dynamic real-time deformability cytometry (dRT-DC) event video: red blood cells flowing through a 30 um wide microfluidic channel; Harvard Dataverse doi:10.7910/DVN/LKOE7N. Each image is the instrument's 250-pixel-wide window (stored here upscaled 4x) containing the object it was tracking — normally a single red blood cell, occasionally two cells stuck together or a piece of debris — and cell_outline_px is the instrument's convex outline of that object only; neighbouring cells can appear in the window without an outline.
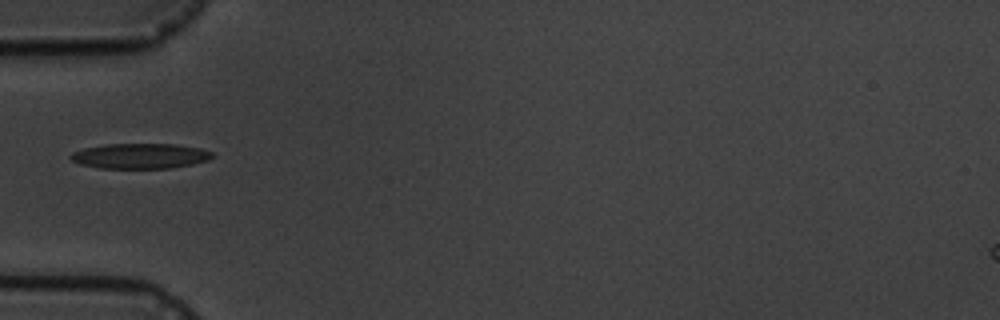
{"species": "common noctule bat (a hibernating species)", "species_latin": "Nyctalus noctula", "temperature_condition": "cold", "stored_images_in_passage": 7, "camera_frame_rate_fps": 3000, "um_per_image_px": 0.085, "animal": {"sex": "male", "body_mass_g": 19.5, "forearm_length_mm": 54.6}, "frame": {"image": 1, "passage_image": 4, "time_ms": 3.667, "image_size_px": [1000, 320], "cell_outline_px": [[212, 156], [208, 160], [192, 164], [168, 168], [96, 168], [80, 164], [72, 160], [68, 156], [72, 152], [84, 148], [104, 144], [176, 144], [200, 148], [212, 152]], "centroid_in_image_um": [11.87, 13.25], "position_along_channel_um": 73.1, "area_um2": 20.81}}
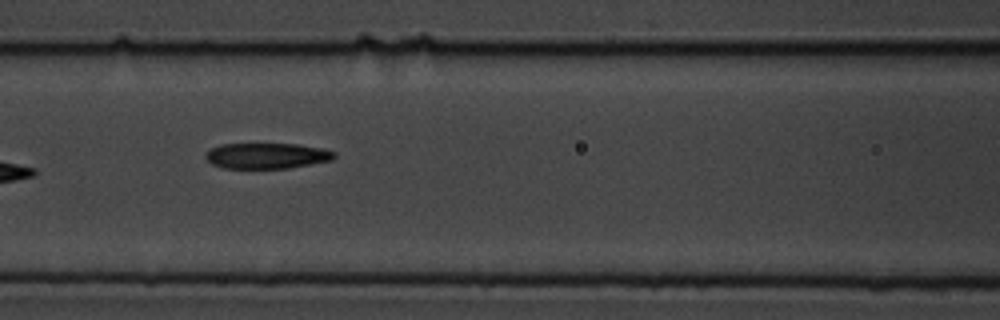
{"frame": {"image": 2, "passage_image": 6, "time_ms": 5.667, "image_size_px": [1000, 320], "cell_outline_px": [[336, 156], [332, 160], [288, 168], [224, 168], [212, 164], [204, 156], [212, 148], [220, 144], [296, 144], [324, 148], [336, 152]], "centroid_in_image_um": [22.71, 13.24], "position_along_channel_um": 143.9, "area_um2": 19.19}}
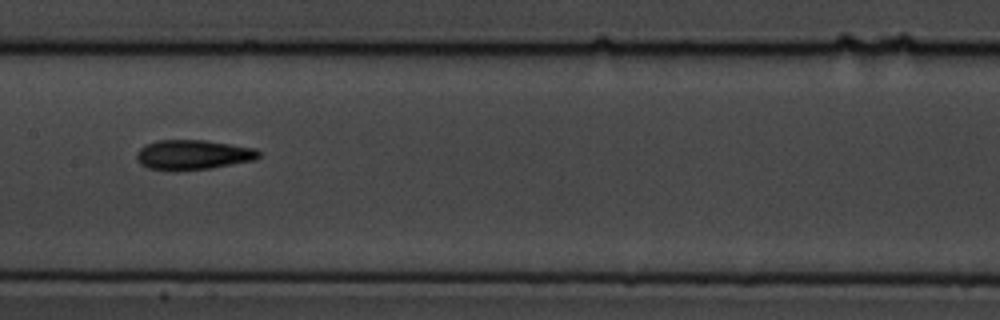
{"frame": {"image": 3, "passage_image": 7, "time_ms": 7.0, "image_size_px": [1000, 320], "cell_outline_px": [[260, 156], [256, 160], [208, 168], [172, 172], [148, 168], [140, 164], [136, 156], [136, 152], [140, 148], [156, 140], [204, 140], [256, 148], [260, 152]], "centroid_in_image_um": [16.39, 13.16], "position_along_channel_um": 191.0, "area_um2": 21.39}}